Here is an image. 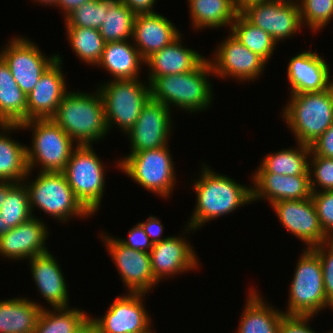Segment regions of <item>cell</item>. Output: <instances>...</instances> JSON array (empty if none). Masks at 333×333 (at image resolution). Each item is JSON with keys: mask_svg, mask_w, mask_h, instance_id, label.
Returning a JSON list of instances; mask_svg holds the SVG:
<instances>
[{"mask_svg": "<svg viewBox=\"0 0 333 333\" xmlns=\"http://www.w3.org/2000/svg\"><path fill=\"white\" fill-rule=\"evenodd\" d=\"M123 4L128 6L136 15L155 13V4L157 0H121Z\"/></svg>", "mask_w": 333, "mask_h": 333, "instance_id": "7dc6e473", "label": "cell"}, {"mask_svg": "<svg viewBox=\"0 0 333 333\" xmlns=\"http://www.w3.org/2000/svg\"><path fill=\"white\" fill-rule=\"evenodd\" d=\"M163 14H137L134 20L132 42L141 57L146 60L156 51L171 44L182 33Z\"/></svg>", "mask_w": 333, "mask_h": 333, "instance_id": "cb8c5ba5", "label": "cell"}, {"mask_svg": "<svg viewBox=\"0 0 333 333\" xmlns=\"http://www.w3.org/2000/svg\"><path fill=\"white\" fill-rule=\"evenodd\" d=\"M232 1L234 3L235 9L237 10L238 13H240L242 10H244L246 7L250 5L262 3L269 0H232Z\"/></svg>", "mask_w": 333, "mask_h": 333, "instance_id": "f907efd6", "label": "cell"}, {"mask_svg": "<svg viewBox=\"0 0 333 333\" xmlns=\"http://www.w3.org/2000/svg\"><path fill=\"white\" fill-rule=\"evenodd\" d=\"M34 180L28 171L23 182L27 187L29 205L33 217L34 209L38 208L60 223H69L72 218L84 219L93 215L75 197L62 172H37ZM31 174V175H30ZM30 177V178H29ZM32 179V180H30ZM30 181V182H29Z\"/></svg>", "mask_w": 333, "mask_h": 333, "instance_id": "5b68a950", "label": "cell"}, {"mask_svg": "<svg viewBox=\"0 0 333 333\" xmlns=\"http://www.w3.org/2000/svg\"><path fill=\"white\" fill-rule=\"evenodd\" d=\"M93 145H78L62 171L75 197L92 214L99 212L106 188V166Z\"/></svg>", "mask_w": 333, "mask_h": 333, "instance_id": "30bf717a", "label": "cell"}, {"mask_svg": "<svg viewBox=\"0 0 333 333\" xmlns=\"http://www.w3.org/2000/svg\"><path fill=\"white\" fill-rule=\"evenodd\" d=\"M240 14L251 24L270 34L277 43L293 38L301 32L299 4L269 0L246 7Z\"/></svg>", "mask_w": 333, "mask_h": 333, "instance_id": "2e32d148", "label": "cell"}, {"mask_svg": "<svg viewBox=\"0 0 333 333\" xmlns=\"http://www.w3.org/2000/svg\"><path fill=\"white\" fill-rule=\"evenodd\" d=\"M183 34L160 51L145 60L147 81L169 74L187 73L195 70L207 57L183 45Z\"/></svg>", "mask_w": 333, "mask_h": 333, "instance_id": "d4e9b609", "label": "cell"}, {"mask_svg": "<svg viewBox=\"0 0 333 333\" xmlns=\"http://www.w3.org/2000/svg\"><path fill=\"white\" fill-rule=\"evenodd\" d=\"M89 316L78 307L41 310L33 333H73Z\"/></svg>", "mask_w": 333, "mask_h": 333, "instance_id": "836d02e7", "label": "cell"}, {"mask_svg": "<svg viewBox=\"0 0 333 333\" xmlns=\"http://www.w3.org/2000/svg\"><path fill=\"white\" fill-rule=\"evenodd\" d=\"M282 118L297 143L311 146L333 123V84L320 92L289 95Z\"/></svg>", "mask_w": 333, "mask_h": 333, "instance_id": "277c9868", "label": "cell"}, {"mask_svg": "<svg viewBox=\"0 0 333 333\" xmlns=\"http://www.w3.org/2000/svg\"><path fill=\"white\" fill-rule=\"evenodd\" d=\"M311 148L309 145L296 142V146L268 153L262 158L259 166L253 173H274L278 175H310L309 158Z\"/></svg>", "mask_w": 333, "mask_h": 333, "instance_id": "4dcf8cb0", "label": "cell"}, {"mask_svg": "<svg viewBox=\"0 0 333 333\" xmlns=\"http://www.w3.org/2000/svg\"><path fill=\"white\" fill-rule=\"evenodd\" d=\"M0 181L23 182L28 173L26 145L11 138L20 124H0Z\"/></svg>", "mask_w": 333, "mask_h": 333, "instance_id": "83f0119b", "label": "cell"}, {"mask_svg": "<svg viewBox=\"0 0 333 333\" xmlns=\"http://www.w3.org/2000/svg\"><path fill=\"white\" fill-rule=\"evenodd\" d=\"M127 237V239L119 237L117 239L123 245L137 251L150 252L153 247L152 241L138 222L129 229Z\"/></svg>", "mask_w": 333, "mask_h": 333, "instance_id": "ee69618b", "label": "cell"}, {"mask_svg": "<svg viewBox=\"0 0 333 333\" xmlns=\"http://www.w3.org/2000/svg\"><path fill=\"white\" fill-rule=\"evenodd\" d=\"M146 293L126 292L114 299L103 316L92 318L99 333H151L153 321L145 306ZM152 326V327H151Z\"/></svg>", "mask_w": 333, "mask_h": 333, "instance_id": "9a60e30c", "label": "cell"}, {"mask_svg": "<svg viewBox=\"0 0 333 333\" xmlns=\"http://www.w3.org/2000/svg\"><path fill=\"white\" fill-rule=\"evenodd\" d=\"M66 36L73 53L82 63L93 65L100 62L105 41L99 30L86 27L65 26Z\"/></svg>", "mask_w": 333, "mask_h": 333, "instance_id": "d6a6232c", "label": "cell"}, {"mask_svg": "<svg viewBox=\"0 0 333 333\" xmlns=\"http://www.w3.org/2000/svg\"><path fill=\"white\" fill-rule=\"evenodd\" d=\"M114 0H90L71 12L65 19V26L86 27L99 30L109 5Z\"/></svg>", "mask_w": 333, "mask_h": 333, "instance_id": "f35d334b", "label": "cell"}, {"mask_svg": "<svg viewBox=\"0 0 333 333\" xmlns=\"http://www.w3.org/2000/svg\"><path fill=\"white\" fill-rule=\"evenodd\" d=\"M252 204L267 201L271 206L277 201L303 200L312 195L310 175H278L274 173H252ZM253 183V185H252Z\"/></svg>", "mask_w": 333, "mask_h": 333, "instance_id": "7402d4cb", "label": "cell"}, {"mask_svg": "<svg viewBox=\"0 0 333 333\" xmlns=\"http://www.w3.org/2000/svg\"><path fill=\"white\" fill-rule=\"evenodd\" d=\"M253 287L248 288L246 304L243 306L235 333H278L285 314L278 307L268 303L257 287Z\"/></svg>", "mask_w": 333, "mask_h": 333, "instance_id": "484cf974", "label": "cell"}, {"mask_svg": "<svg viewBox=\"0 0 333 333\" xmlns=\"http://www.w3.org/2000/svg\"><path fill=\"white\" fill-rule=\"evenodd\" d=\"M11 38L0 48V57L20 89L28 95L44 71L57 59V54L48 57L34 41L25 36L13 35Z\"/></svg>", "mask_w": 333, "mask_h": 333, "instance_id": "8fae6325", "label": "cell"}, {"mask_svg": "<svg viewBox=\"0 0 333 333\" xmlns=\"http://www.w3.org/2000/svg\"><path fill=\"white\" fill-rule=\"evenodd\" d=\"M95 88L90 93L70 90L51 118L77 145L100 143L109 133L102 97Z\"/></svg>", "mask_w": 333, "mask_h": 333, "instance_id": "3957f363", "label": "cell"}, {"mask_svg": "<svg viewBox=\"0 0 333 333\" xmlns=\"http://www.w3.org/2000/svg\"><path fill=\"white\" fill-rule=\"evenodd\" d=\"M312 249L320 258L327 301L333 307V240Z\"/></svg>", "mask_w": 333, "mask_h": 333, "instance_id": "b9f144b4", "label": "cell"}, {"mask_svg": "<svg viewBox=\"0 0 333 333\" xmlns=\"http://www.w3.org/2000/svg\"><path fill=\"white\" fill-rule=\"evenodd\" d=\"M309 174L312 192L333 190V158L311 154Z\"/></svg>", "mask_w": 333, "mask_h": 333, "instance_id": "ab89813d", "label": "cell"}, {"mask_svg": "<svg viewBox=\"0 0 333 333\" xmlns=\"http://www.w3.org/2000/svg\"><path fill=\"white\" fill-rule=\"evenodd\" d=\"M31 278L37 288V292L50 308L71 307L69 302V290L64 272L58 259L49 250L46 253L36 255L28 260Z\"/></svg>", "mask_w": 333, "mask_h": 333, "instance_id": "603a6c76", "label": "cell"}, {"mask_svg": "<svg viewBox=\"0 0 333 333\" xmlns=\"http://www.w3.org/2000/svg\"><path fill=\"white\" fill-rule=\"evenodd\" d=\"M57 59L44 71L34 89L27 95V121L32 119H51L69 92L63 73V58Z\"/></svg>", "mask_w": 333, "mask_h": 333, "instance_id": "d6986e66", "label": "cell"}, {"mask_svg": "<svg viewBox=\"0 0 333 333\" xmlns=\"http://www.w3.org/2000/svg\"><path fill=\"white\" fill-rule=\"evenodd\" d=\"M209 76L214 73L207 57L193 71L153 78L149 82L150 99L163 103L171 111L174 107L189 114L206 112L215 98Z\"/></svg>", "mask_w": 333, "mask_h": 333, "instance_id": "7a4b0ae2", "label": "cell"}, {"mask_svg": "<svg viewBox=\"0 0 333 333\" xmlns=\"http://www.w3.org/2000/svg\"><path fill=\"white\" fill-rule=\"evenodd\" d=\"M280 1H285V2H294V3H299L301 0H280Z\"/></svg>", "mask_w": 333, "mask_h": 333, "instance_id": "11a10c76", "label": "cell"}, {"mask_svg": "<svg viewBox=\"0 0 333 333\" xmlns=\"http://www.w3.org/2000/svg\"><path fill=\"white\" fill-rule=\"evenodd\" d=\"M311 154L326 158H333V123L332 125L310 146Z\"/></svg>", "mask_w": 333, "mask_h": 333, "instance_id": "f6af8a7d", "label": "cell"}, {"mask_svg": "<svg viewBox=\"0 0 333 333\" xmlns=\"http://www.w3.org/2000/svg\"><path fill=\"white\" fill-rule=\"evenodd\" d=\"M326 333H333V329H331L329 332L327 331Z\"/></svg>", "mask_w": 333, "mask_h": 333, "instance_id": "9f6ffc18", "label": "cell"}, {"mask_svg": "<svg viewBox=\"0 0 333 333\" xmlns=\"http://www.w3.org/2000/svg\"><path fill=\"white\" fill-rule=\"evenodd\" d=\"M287 65V89H290V95L320 92L333 84L329 64L324 57L311 49L292 56Z\"/></svg>", "mask_w": 333, "mask_h": 333, "instance_id": "44dd1931", "label": "cell"}, {"mask_svg": "<svg viewBox=\"0 0 333 333\" xmlns=\"http://www.w3.org/2000/svg\"><path fill=\"white\" fill-rule=\"evenodd\" d=\"M114 262L125 291L146 293L156 287L158 282L153 276L150 253L133 250L123 245L115 236L102 232L100 237Z\"/></svg>", "mask_w": 333, "mask_h": 333, "instance_id": "4fadbf2b", "label": "cell"}, {"mask_svg": "<svg viewBox=\"0 0 333 333\" xmlns=\"http://www.w3.org/2000/svg\"><path fill=\"white\" fill-rule=\"evenodd\" d=\"M8 230H9V228L5 225V223L3 222V219L1 218V215H0V235L7 232Z\"/></svg>", "mask_w": 333, "mask_h": 333, "instance_id": "db71d44e", "label": "cell"}, {"mask_svg": "<svg viewBox=\"0 0 333 333\" xmlns=\"http://www.w3.org/2000/svg\"><path fill=\"white\" fill-rule=\"evenodd\" d=\"M314 317L316 316L284 315L278 333H316L309 324Z\"/></svg>", "mask_w": 333, "mask_h": 333, "instance_id": "7bdbcfd3", "label": "cell"}, {"mask_svg": "<svg viewBox=\"0 0 333 333\" xmlns=\"http://www.w3.org/2000/svg\"><path fill=\"white\" fill-rule=\"evenodd\" d=\"M282 227L300 239L304 248H313L329 241L320 224L313 200H283L271 205Z\"/></svg>", "mask_w": 333, "mask_h": 333, "instance_id": "ac0fdd59", "label": "cell"}, {"mask_svg": "<svg viewBox=\"0 0 333 333\" xmlns=\"http://www.w3.org/2000/svg\"><path fill=\"white\" fill-rule=\"evenodd\" d=\"M311 199L325 235L333 240V190L312 192Z\"/></svg>", "mask_w": 333, "mask_h": 333, "instance_id": "60d3db41", "label": "cell"}, {"mask_svg": "<svg viewBox=\"0 0 333 333\" xmlns=\"http://www.w3.org/2000/svg\"><path fill=\"white\" fill-rule=\"evenodd\" d=\"M73 333H99V328L92 316H88Z\"/></svg>", "mask_w": 333, "mask_h": 333, "instance_id": "681fc988", "label": "cell"}, {"mask_svg": "<svg viewBox=\"0 0 333 333\" xmlns=\"http://www.w3.org/2000/svg\"><path fill=\"white\" fill-rule=\"evenodd\" d=\"M45 308L27 297L0 301V333H33L39 314Z\"/></svg>", "mask_w": 333, "mask_h": 333, "instance_id": "f1b7e54d", "label": "cell"}, {"mask_svg": "<svg viewBox=\"0 0 333 333\" xmlns=\"http://www.w3.org/2000/svg\"><path fill=\"white\" fill-rule=\"evenodd\" d=\"M0 215L9 229L15 228L33 217L24 182L16 183L9 190L0 209Z\"/></svg>", "mask_w": 333, "mask_h": 333, "instance_id": "8d00e7d4", "label": "cell"}, {"mask_svg": "<svg viewBox=\"0 0 333 333\" xmlns=\"http://www.w3.org/2000/svg\"><path fill=\"white\" fill-rule=\"evenodd\" d=\"M20 125L22 131L32 133L31 147L26 146L28 170L62 172L78 145L52 119H32Z\"/></svg>", "mask_w": 333, "mask_h": 333, "instance_id": "ba28073f", "label": "cell"}, {"mask_svg": "<svg viewBox=\"0 0 333 333\" xmlns=\"http://www.w3.org/2000/svg\"><path fill=\"white\" fill-rule=\"evenodd\" d=\"M26 121L27 95L0 57V124H21Z\"/></svg>", "mask_w": 333, "mask_h": 333, "instance_id": "1f68e13d", "label": "cell"}, {"mask_svg": "<svg viewBox=\"0 0 333 333\" xmlns=\"http://www.w3.org/2000/svg\"><path fill=\"white\" fill-rule=\"evenodd\" d=\"M144 229L152 243L160 242L168 236L163 237L164 224L154 215H150L145 221L138 222Z\"/></svg>", "mask_w": 333, "mask_h": 333, "instance_id": "bcb514c9", "label": "cell"}, {"mask_svg": "<svg viewBox=\"0 0 333 333\" xmlns=\"http://www.w3.org/2000/svg\"><path fill=\"white\" fill-rule=\"evenodd\" d=\"M184 232L177 236H168L160 242L153 244L150 253L151 267L156 281L174 279L177 275L199 269L200 259L192 244L187 241L193 228L185 225ZM188 234V235H187ZM187 235V236H184ZM197 255V256H196Z\"/></svg>", "mask_w": 333, "mask_h": 333, "instance_id": "5bb4252c", "label": "cell"}, {"mask_svg": "<svg viewBox=\"0 0 333 333\" xmlns=\"http://www.w3.org/2000/svg\"><path fill=\"white\" fill-rule=\"evenodd\" d=\"M15 184V182L0 181V209L3 206V202L6 199L7 193Z\"/></svg>", "mask_w": 333, "mask_h": 333, "instance_id": "816d5d0a", "label": "cell"}, {"mask_svg": "<svg viewBox=\"0 0 333 333\" xmlns=\"http://www.w3.org/2000/svg\"><path fill=\"white\" fill-rule=\"evenodd\" d=\"M49 229L45 220L38 216L9 229L0 235V256L14 262L25 259L28 261L48 252Z\"/></svg>", "mask_w": 333, "mask_h": 333, "instance_id": "ffe728a7", "label": "cell"}, {"mask_svg": "<svg viewBox=\"0 0 333 333\" xmlns=\"http://www.w3.org/2000/svg\"><path fill=\"white\" fill-rule=\"evenodd\" d=\"M172 111L168 106L149 99L142 108L135 125L126 134L130 155L147 149H158L169 145L174 129ZM173 128V129H172Z\"/></svg>", "mask_w": 333, "mask_h": 333, "instance_id": "e0dca14e", "label": "cell"}, {"mask_svg": "<svg viewBox=\"0 0 333 333\" xmlns=\"http://www.w3.org/2000/svg\"><path fill=\"white\" fill-rule=\"evenodd\" d=\"M293 279L289 285L287 310L285 315L317 316L320 311L333 307L328 303L318 254L312 249L301 250Z\"/></svg>", "mask_w": 333, "mask_h": 333, "instance_id": "8992f818", "label": "cell"}, {"mask_svg": "<svg viewBox=\"0 0 333 333\" xmlns=\"http://www.w3.org/2000/svg\"><path fill=\"white\" fill-rule=\"evenodd\" d=\"M144 64L145 60L132 40H124L106 42L101 60L96 67L108 71L112 80H125L141 78V66Z\"/></svg>", "mask_w": 333, "mask_h": 333, "instance_id": "4316f807", "label": "cell"}, {"mask_svg": "<svg viewBox=\"0 0 333 333\" xmlns=\"http://www.w3.org/2000/svg\"><path fill=\"white\" fill-rule=\"evenodd\" d=\"M229 32L250 51L269 63L277 46L270 34L248 22L240 13L235 17Z\"/></svg>", "mask_w": 333, "mask_h": 333, "instance_id": "e575fe53", "label": "cell"}, {"mask_svg": "<svg viewBox=\"0 0 333 333\" xmlns=\"http://www.w3.org/2000/svg\"><path fill=\"white\" fill-rule=\"evenodd\" d=\"M300 18L303 29L320 33L333 19V0H301L299 3Z\"/></svg>", "mask_w": 333, "mask_h": 333, "instance_id": "74e56055", "label": "cell"}, {"mask_svg": "<svg viewBox=\"0 0 333 333\" xmlns=\"http://www.w3.org/2000/svg\"><path fill=\"white\" fill-rule=\"evenodd\" d=\"M90 0H58L54 9L58 7L59 11L63 13L65 19L71 12Z\"/></svg>", "mask_w": 333, "mask_h": 333, "instance_id": "c3c4849f", "label": "cell"}, {"mask_svg": "<svg viewBox=\"0 0 333 333\" xmlns=\"http://www.w3.org/2000/svg\"><path fill=\"white\" fill-rule=\"evenodd\" d=\"M135 183L165 200L177 184L175 163L169 145L126 155L113 162Z\"/></svg>", "mask_w": 333, "mask_h": 333, "instance_id": "52a82bcc", "label": "cell"}, {"mask_svg": "<svg viewBox=\"0 0 333 333\" xmlns=\"http://www.w3.org/2000/svg\"><path fill=\"white\" fill-rule=\"evenodd\" d=\"M203 164V165H202ZM201 173L193 177L192 189L195 191V206L186 224L199 231L213 219L233 213L239 207L252 203L251 186L241 184L231 177L220 174L202 162Z\"/></svg>", "mask_w": 333, "mask_h": 333, "instance_id": "6da1fadb", "label": "cell"}, {"mask_svg": "<svg viewBox=\"0 0 333 333\" xmlns=\"http://www.w3.org/2000/svg\"><path fill=\"white\" fill-rule=\"evenodd\" d=\"M228 34L214 49L212 58L208 57L214 76L223 80L232 78L240 84L260 79L267 62L245 47L230 32Z\"/></svg>", "mask_w": 333, "mask_h": 333, "instance_id": "7c38bea8", "label": "cell"}, {"mask_svg": "<svg viewBox=\"0 0 333 333\" xmlns=\"http://www.w3.org/2000/svg\"><path fill=\"white\" fill-rule=\"evenodd\" d=\"M146 81L140 78L109 79L97 85L109 132L115 127L126 135L135 125L142 108L150 99L149 82Z\"/></svg>", "mask_w": 333, "mask_h": 333, "instance_id": "9c48e42d", "label": "cell"}, {"mask_svg": "<svg viewBox=\"0 0 333 333\" xmlns=\"http://www.w3.org/2000/svg\"><path fill=\"white\" fill-rule=\"evenodd\" d=\"M57 1L58 0H33L32 2H35L36 4H41L42 5V7L43 6H53V7H55L56 6V4H57Z\"/></svg>", "mask_w": 333, "mask_h": 333, "instance_id": "f5cc1de1", "label": "cell"}, {"mask_svg": "<svg viewBox=\"0 0 333 333\" xmlns=\"http://www.w3.org/2000/svg\"><path fill=\"white\" fill-rule=\"evenodd\" d=\"M136 14L121 0H114L107 10L99 32L105 42L132 40Z\"/></svg>", "mask_w": 333, "mask_h": 333, "instance_id": "d590c367", "label": "cell"}, {"mask_svg": "<svg viewBox=\"0 0 333 333\" xmlns=\"http://www.w3.org/2000/svg\"><path fill=\"white\" fill-rule=\"evenodd\" d=\"M191 26L194 30L220 29L229 30L237 16L232 0H187Z\"/></svg>", "mask_w": 333, "mask_h": 333, "instance_id": "f546056e", "label": "cell"}]
</instances>
